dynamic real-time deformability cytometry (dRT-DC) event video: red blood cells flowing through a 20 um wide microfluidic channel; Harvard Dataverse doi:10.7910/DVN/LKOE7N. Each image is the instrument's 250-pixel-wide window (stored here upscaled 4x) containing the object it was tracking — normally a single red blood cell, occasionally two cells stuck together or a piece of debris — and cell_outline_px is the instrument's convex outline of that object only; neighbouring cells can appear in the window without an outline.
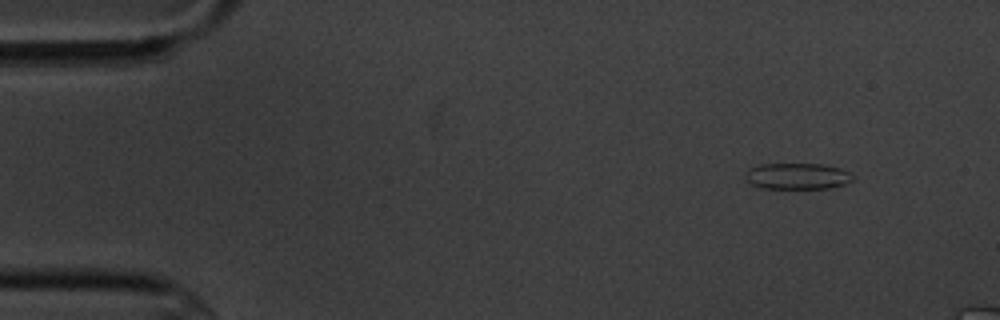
{"species": "common noctule bat (a hibernating species)", "species_latin": "Nyctalus noctula", "temperature_condition": "cold", "stored_images_in_passage": 5, "segment_of_instrument_passage": [1, 2], "camera_frame_rate_fps": 3000, "um_per_image_px": 0.085, "animal": {"sex": "male", "body_mass_g": 20.1, "forearm_length_mm": 53.5}, "frame": {"image": 1, "passage_image": 2, "time_ms": 1.0, "image_size_px": [1000, 320], "cell_outline_px": [[856, 176], [852, 180], [844, 184], [828, 188], [760, 188], [752, 184], [748, 180], [748, 168], [760, 164], [820, 164], [840, 168]], "centroid_in_image_um": [67.81, 14.97], "position_along_channel_um": 17.2, "area_um2": 16.18}}